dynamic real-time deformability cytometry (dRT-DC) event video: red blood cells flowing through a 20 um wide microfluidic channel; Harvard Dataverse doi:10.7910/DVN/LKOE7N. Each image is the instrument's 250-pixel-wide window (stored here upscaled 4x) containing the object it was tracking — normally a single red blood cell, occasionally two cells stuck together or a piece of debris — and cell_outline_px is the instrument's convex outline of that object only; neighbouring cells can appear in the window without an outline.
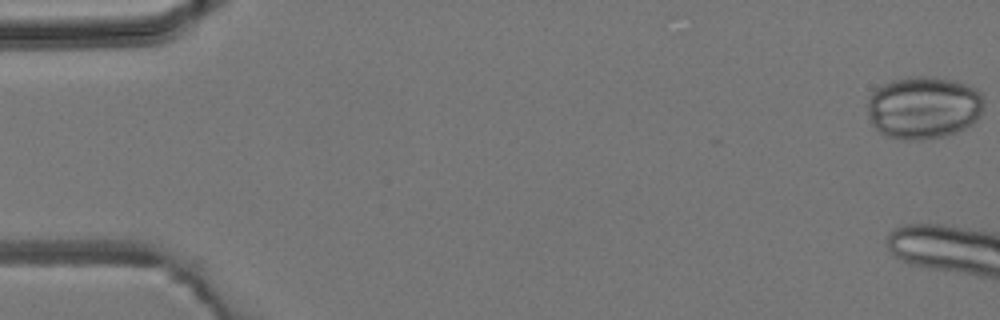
{"species": "common noctule bat (a hibernating species)", "species_latin": "Nyctalus noctula", "temperature_condition": "room temperature", "stored_images_in_passage": 5, "camera_frame_rate_fps": 3000, "um_per_image_px": 0.085, "animal": {"sex": "male", "body_mass_g": 19.2, "forearm_length_mm": 51.8}, "frame": {"image": 1, "passage_image": 1, "time_ms": 0.0, "image_size_px": [1000, 320], "cell_outline_px": [[984, 104], [980, 116], [972, 124], [956, 132], [944, 136], [920, 140], [900, 140], [884, 136], [872, 124], [868, 116], [868, 96], [876, 88], [892, 80], [908, 76], [932, 76], [956, 80], [968, 84], [976, 88], [980, 92], [984, 100]], "centroid_in_image_um": [78.51, 9.13], "position_along_channel_um": 6.5, "area_um2": 43.18}}